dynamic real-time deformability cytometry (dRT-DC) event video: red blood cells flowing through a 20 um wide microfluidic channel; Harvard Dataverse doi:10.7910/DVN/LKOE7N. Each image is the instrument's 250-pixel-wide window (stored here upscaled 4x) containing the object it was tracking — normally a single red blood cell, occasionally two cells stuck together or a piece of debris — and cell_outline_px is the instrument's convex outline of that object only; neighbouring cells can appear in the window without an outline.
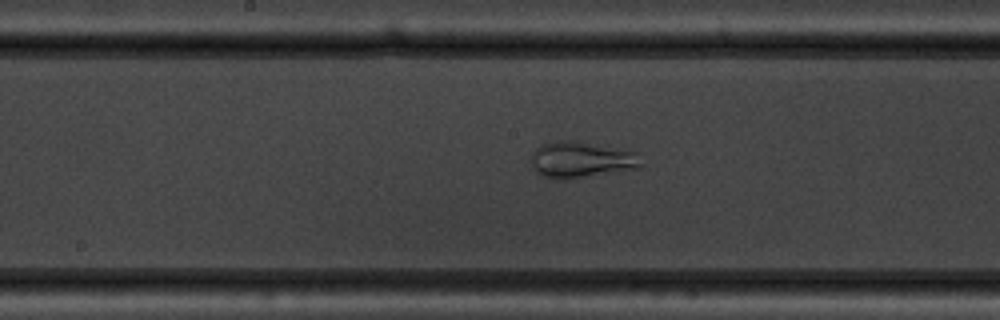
{"species": "common noctule bat (a hibernating species)", "species_latin": "Nyctalus noctula", "temperature_condition": "warm", "stored_images_in_passage": 39, "camera_frame_rate_fps": 3000, "um_per_image_px": 0.085, "animal": {"sex": "male", "body_mass_g": 19.5, "forearm_length_mm": 54.6}, "frame": {"image": 1, "passage_image": 13, "time_ms": 4.0, "image_size_px": [1000, 320], "cell_outline_px": [[640, 168], [568, 180], [560, 180], [544, 176], [536, 172], [532, 168], [532, 152], [536, 148], [544, 144], [556, 140], [568, 140], [636, 152], [640, 164]], "centroid_in_image_um": [49.35, 13.61], "position_along_channel_um": 198.8, "area_um2": 22.95}}
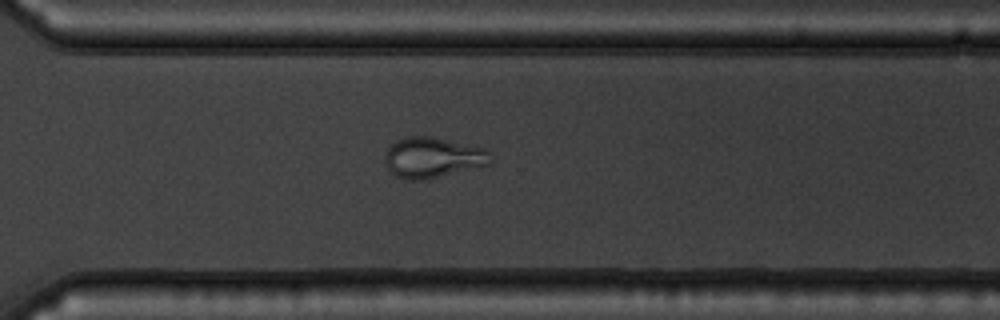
{"frame": {"image": 2, "passage_image": 24, "time_ms": 7.667, "image_size_px": [1000, 320], "cell_outline_px": [[488, 164], [424, 180], [408, 180], [396, 176], [388, 168], [384, 160], [384, 156], [388, 148], [392, 144], [400, 140], [412, 136], [428, 136], [484, 148], [488, 152]], "centroid_in_image_um": [36.71, 13.4], "position_along_channel_um": 333.9, "area_um2": 24.16}}
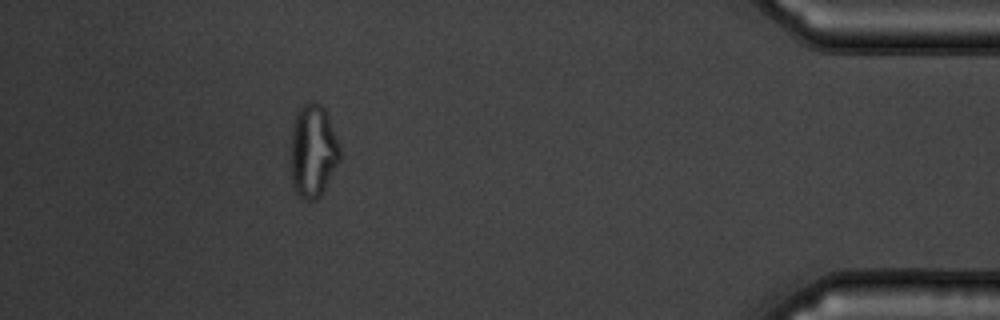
{"frame": {"image": 3, "passage_image": 34, "time_ms": 11.0, "image_size_px": [1000, 320], "cell_outline_px": [[340, 160], [320, 196], [316, 200], [304, 200], [292, 188], [292, 128], [296, 112], [304, 104], [316, 100], [324, 108], [340, 148]], "centroid_in_image_um": [26.6, 12.84], "position_along_channel_um": 408.6, "area_um2": 26.24}, "authors_computed_cell_mechanics": {"area_um2": 25.432, "velocity_mm_per_s": 3.7132, "shape_relaxation_time_tau1_ms": null, "shape_relaxation_time_tau2_ms": 1.4201, "deformation_change_tau1": null, "deformation_change_tau2": 0.0743}}